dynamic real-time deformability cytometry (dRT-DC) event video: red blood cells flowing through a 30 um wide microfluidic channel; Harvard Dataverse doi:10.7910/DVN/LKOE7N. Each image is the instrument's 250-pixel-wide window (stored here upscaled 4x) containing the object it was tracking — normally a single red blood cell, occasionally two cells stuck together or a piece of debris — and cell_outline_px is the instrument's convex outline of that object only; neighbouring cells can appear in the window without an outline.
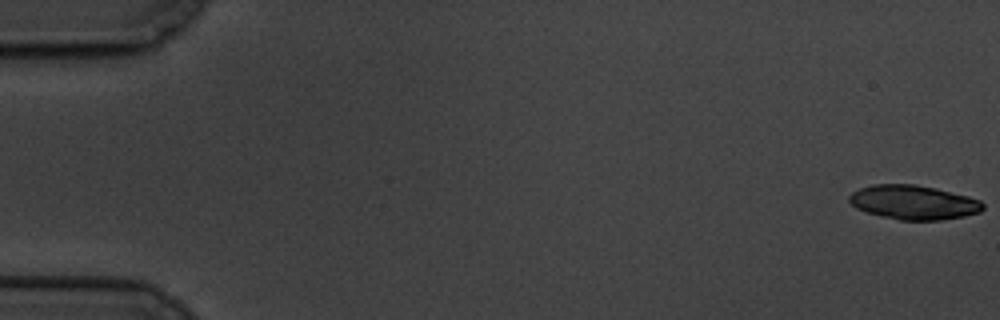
{"species": "common noctule bat (a hibernating species)", "species_latin": "Nyctalus noctula", "temperature_condition": "cold", "stored_images_in_passage": 6, "camera_frame_rate_fps": 3000, "um_per_image_px": 0.085, "animal": {"sex": "male", "body_mass_g": 19.5, "forearm_length_mm": 54.6}, "frame": {"image": 1, "passage_image": 1, "time_ms": 0.0, "image_size_px": [1000, 320], "cell_outline_px": [[984, 208], [980, 212], [964, 216], [940, 220], [900, 220], [868, 212], [856, 208], [848, 200], [848, 196], [852, 192], [860, 188], [872, 184], [916, 184], [936, 188], [968, 196], [980, 200], [984, 204]], "centroid_in_image_um": [77.66, 17.19], "position_along_channel_um": 7.3, "area_um2": 26.65}}
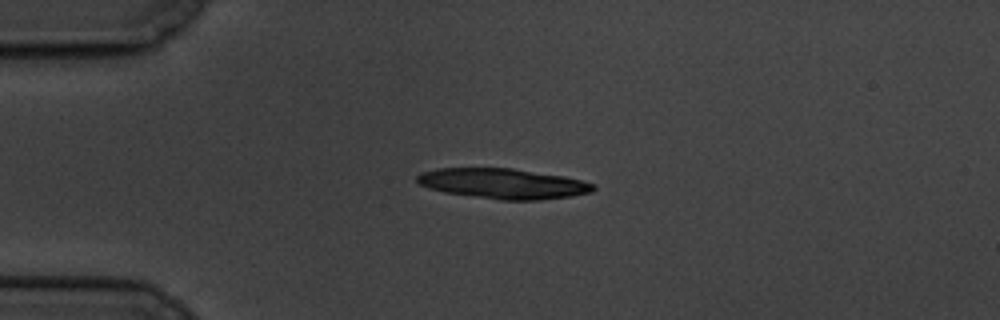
{"frame": {"image": 2, "passage_image": 5, "time_ms": 4.667, "image_size_px": [1000, 320], "cell_outline_px": [[596, 188], [592, 192], [572, 196], [540, 200], [500, 200], [444, 192], [428, 188], [420, 184], [416, 180], [416, 176], [420, 172], [436, 168], [512, 168], [564, 176], [596, 184]], "centroid_in_image_um": [42.76, 15.6], "position_along_channel_um": 42.2, "area_um2": 31.21}}